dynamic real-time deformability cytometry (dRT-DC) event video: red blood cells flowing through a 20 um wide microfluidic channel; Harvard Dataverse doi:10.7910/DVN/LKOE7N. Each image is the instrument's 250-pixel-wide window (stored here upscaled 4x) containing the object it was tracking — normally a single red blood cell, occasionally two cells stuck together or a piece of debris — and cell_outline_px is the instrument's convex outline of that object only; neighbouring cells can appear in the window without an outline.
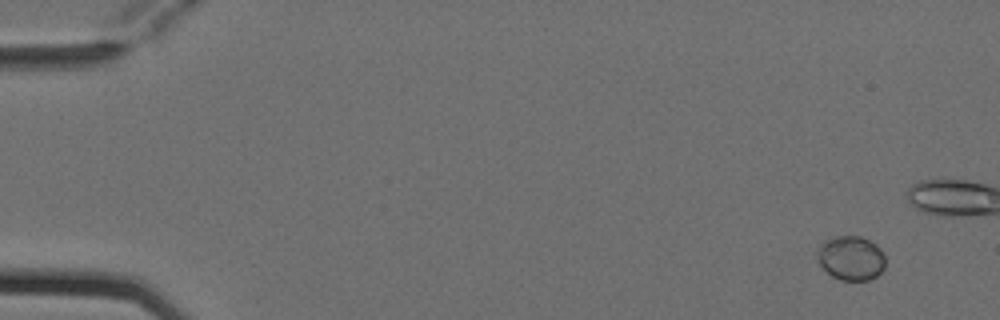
{"species": "Egyptian fruit bat (a non-hibernating species)", "species_latin": "Rousettus aegyptiacus", "temperature_condition": "cold", "stored_images_in_passage": 7, "camera_frame_rate_fps": 3000, "um_per_image_px": 0.085, "animal": {"sex": "female"}, "frame": {"image": 1, "passage_image": 1, "time_ms": 0.0, "image_size_px": [1000, 320], "cell_outline_px": [[884, 268], [876, 276], [868, 280], [840, 280], [832, 276], [820, 264], [820, 248], [828, 240], [836, 236], [860, 236], [876, 244], [880, 248], [884, 256]], "centroid_in_image_um": [72.4, 21.95], "position_along_channel_um": 12.6, "area_um2": 16.99}}